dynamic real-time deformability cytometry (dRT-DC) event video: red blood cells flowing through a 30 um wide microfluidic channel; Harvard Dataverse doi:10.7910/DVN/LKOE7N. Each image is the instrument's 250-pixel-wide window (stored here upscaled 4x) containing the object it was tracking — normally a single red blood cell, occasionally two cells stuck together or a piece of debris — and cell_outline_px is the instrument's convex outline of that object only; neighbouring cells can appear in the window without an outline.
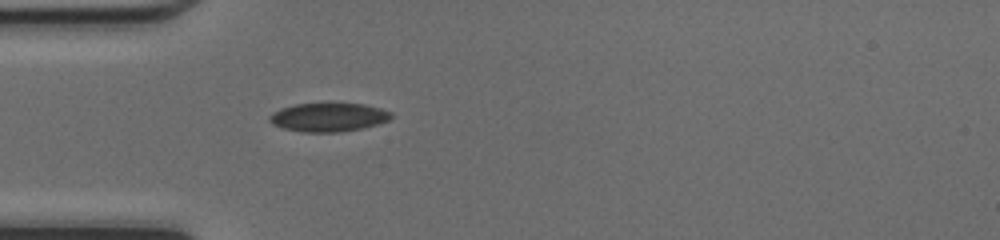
{"species": "common noctule bat (a hibernating species)", "species_latin": "Nyctalus noctula", "temperature_condition": "cold", "stored_images_in_passage": 35, "camera_frame_rate_fps": 3000, "um_per_image_px": 0.085, "animal": {"sex": "female", "body_mass_g": 17.0, "forearm_length_mm": 48.0}, "frame": {"image": 1, "passage_image": 1, "time_ms": 0.0, "image_size_px": [1000, 240], "cell_outline_px": [[392, 116], [388, 120], [364, 128], [340, 132], [304, 132], [284, 128], [272, 124], [268, 120], [268, 116], [272, 112], [280, 108], [296, 104], [364, 104], [380, 108], [392, 112]], "centroid_in_image_um": [27.89, 9.97], "position_along_channel_um": 57.1, "area_um2": 20.23}}
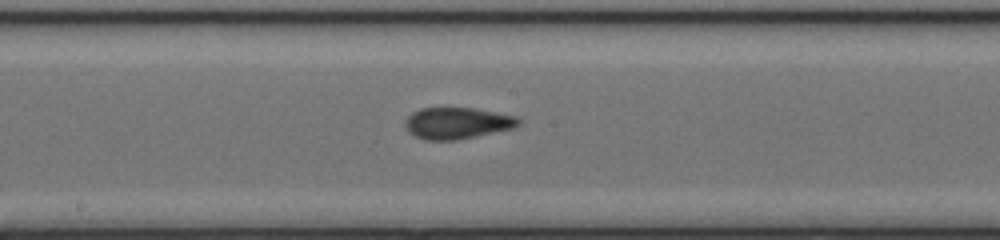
{"frame": {"image": 2, "passage_image": 12, "time_ms": 3.667, "image_size_px": [1000, 240], "cell_outline_px": [[520, 124], [512, 128], [456, 140], [424, 140], [408, 132], [404, 124], [404, 120], [412, 112], [420, 108], [472, 108], [516, 116], [520, 120]], "centroid_in_image_um": [38.8, 10.46], "position_along_channel_um": 209.4, "area_um2": 20.63}}
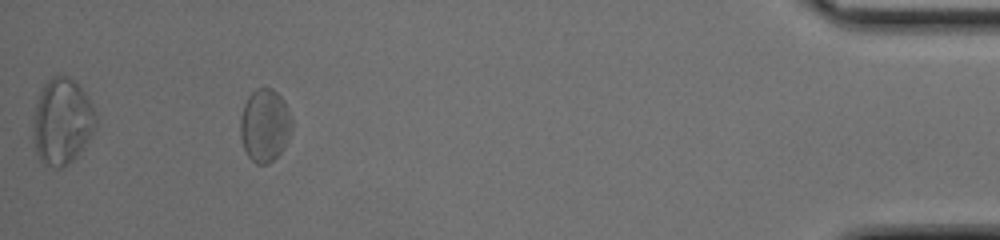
{"frame": {"image": 3, "passage_image": 31, "time_ms": 10.0, "image_size_px": [1000, 240], "cell_outline_px": [[292, 128], [284, 148], [268, 164], [256, 164], [248, 156], [244, 148], [240, 136], [240, 120], [244, 104], [248, 96], [256, 88], [272, 88], [280, 96], [292, 120]], "centroid_in_image_um": [22.49, 10.67], "position_along_channel_um": 412.7, "area_um2": 21.68}, "authors_computed_cell_mechanics": {"area_um2": 20.6346, "velocity_mm_per_s": 4.2512, "shape_relaxation_time_tau1_ms": null, "shape_relaxation_time_tau2_ms": 1.4926, "deformation_change_tau1": null, "deformation_change_tau2": 0.0662}}